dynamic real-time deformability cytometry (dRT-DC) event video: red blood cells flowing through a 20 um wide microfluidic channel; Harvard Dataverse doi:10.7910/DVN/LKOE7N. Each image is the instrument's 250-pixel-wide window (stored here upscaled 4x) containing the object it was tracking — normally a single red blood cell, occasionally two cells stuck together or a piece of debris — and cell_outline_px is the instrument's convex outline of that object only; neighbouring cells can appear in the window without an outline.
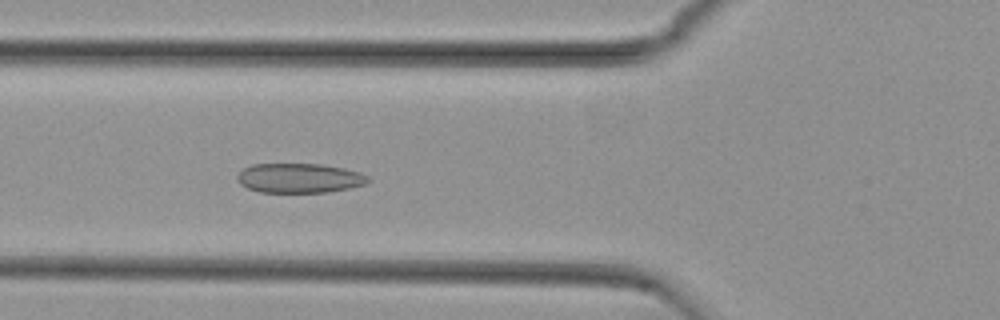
{"species": "common noctule bat (a hibernating species)", "species_latin": "Nyctalus noctula", "temperature_condition": "cold", "stored_images_in_passage": 54, "camera_frame_rate_fps": 3000, "um_per_image_px": 0.085, "animal": {"sex": "female", "body_mass_g": 29.2, "forearm_length_mm": 56.3}, "frame": {"image": 1, "passage_image": 19, "time_ms": 6.0, "image_size_px": [1000, 320], "cell_outline_px": [[372, 180], [364, 184], [348, 188], [328, 192], [260, 192], [248, 188], [240, 184], [236, 180], [236, 176], [244, 168], [252, 164], [320, 164], [344, 168], [360, 172], [368, 176]], "centroid_in_image_um": [25.44, 15.13], "position_along_channel_um": 100.4, "area_um2": 22.54}}
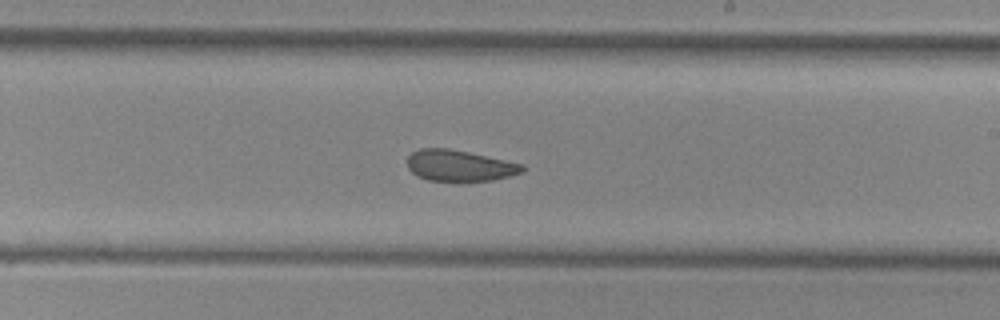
{"frame": {"image": 2, "passage_image": 31, "time_ms": 10.0, "image_size_px": [1000, 320], "cell_outline_px": [[524, 172], [492, 180], [460, 184], [428, 180], [416, 176], [408, 168], [408, 156], [412, 152], [420, 148], [448, 148], [468, 152], [524, 164]], "centroid_in_image_um": [39.05, 14.12], "position_along_channel_um": 250.0, "area_um2": 21.56}}
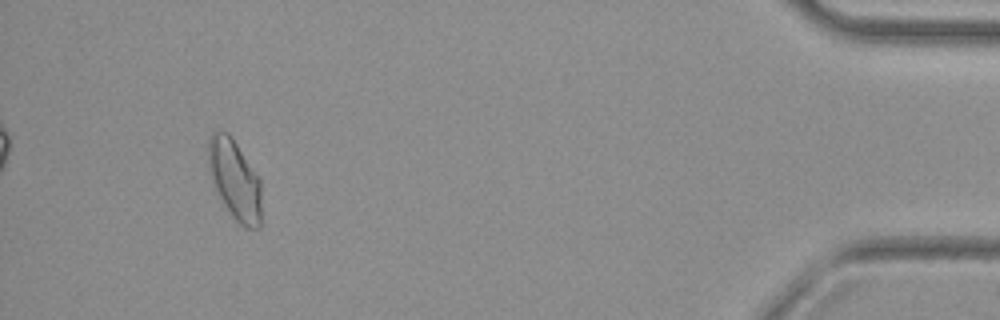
{"frame": {"image": 3, "passage_image": 50, "time_ms": 16.333, "image_size_px": [1000, 320], "cell_outline_px": [[260, 228], [244, 228], [232, 216], [216, 192], [208, 168], [208, 136], [216, 128], [228, 132], [260, 180]], "centroid_in_image_um": [19.91, 15.24], "position_along_channel_um": 415.3, "area_um2": 24.62}, "authors_computed_cell_mechanics": {"area_um2": 23.0333, "velocity_mm_per_s": 3.7354, "shape_relaxation_time_tau1_ms": null, "shape_relaxation_time_tau2_ms": 2.5695, "deformation_change_tau1": null, "deformation_change_tau2": 0.0657}}